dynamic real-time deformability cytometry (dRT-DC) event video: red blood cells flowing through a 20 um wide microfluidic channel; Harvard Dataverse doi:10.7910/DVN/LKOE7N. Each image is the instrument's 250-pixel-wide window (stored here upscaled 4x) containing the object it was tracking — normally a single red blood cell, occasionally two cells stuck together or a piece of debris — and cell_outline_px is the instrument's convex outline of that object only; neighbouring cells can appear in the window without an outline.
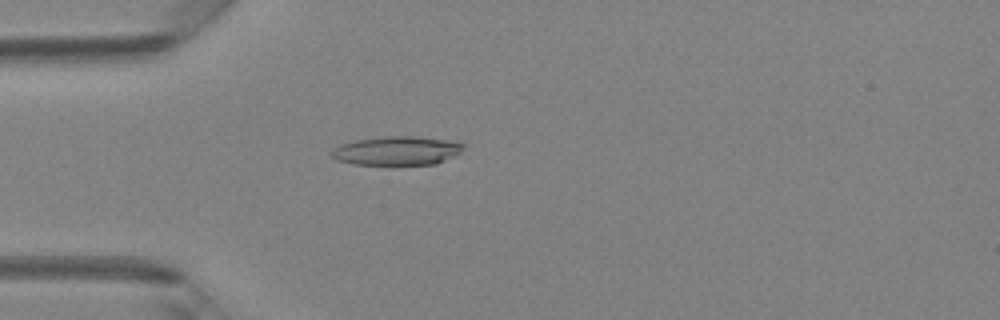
{"species": "Egyptian fruit bat (a non-hibernating species)", "species_latin": "Rousettus aegyptiacus", "temperature_condition": "room temperature", "stored_images_in_passage": 48, "camera_frame_rate_fps": 3000, "um_per_image_px": 0.085, "animal": {"sex": "female"}, "frame": {"image": 1, "passage_image": 14, "time_ms": 4.333, "image_size_px": [1000, 320], "cell_outline_px": [[464, 148], [460, 152], [436, 164], [392, 168], [352, 164], [336, 160], [328, 152], [332, 148], [340, 144], [356, 140], [388, 136], [416, 136], [444, 140], [464, 144]], "centroid_in_image_um": [33.65, 12.87], "position_along_channel_um": 51.4, "area_um2": 23.18}}
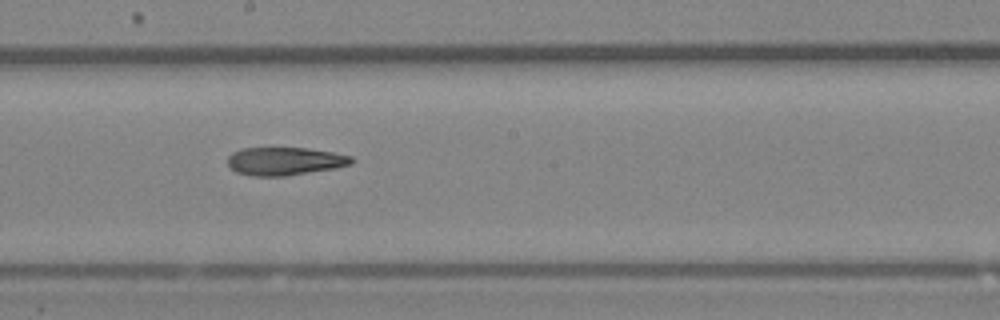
{"frame": {"image": 2, "passage_image": 27, "time_ms": 8.667, "image_size_px": [1000, 320], "cell_outline_px": [[356, 160], [352, 164], [336, 168], [284, 176], [252, 176], [236, 172], [228, 164], [228, 156], [232, 152], [244, 148], [308, 148], [332, 152], [352, 156]], "centroid_in_image_um": [24.24, 13.7], "position_along_channel_um": 224.0, "area_um2": 20.29}}
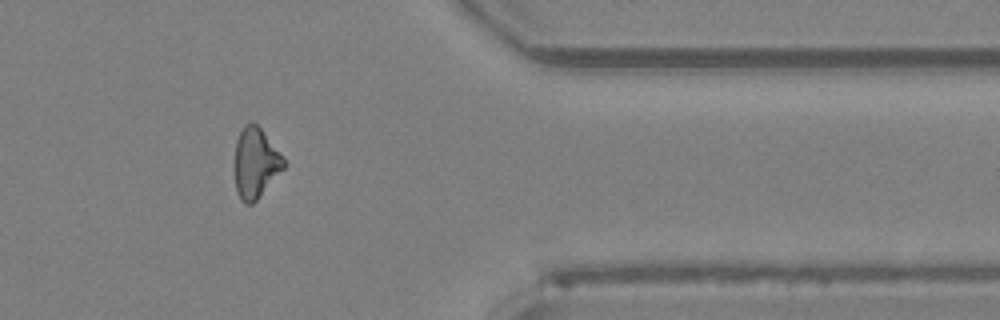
{"frame": {"image": 3, "passage_image": 40, "time_ms": 13.0, "image_size_px": [1000, 320], "cell_outline_px": [[284, 168], [256, 200], [252, 204], [244, 204], [240, 200], [236, 192], [232, 164], [236, 140], [244, 124], [252, 120], [260, 128], [284, 156]], "centroid_in_image_um": [21.66, 13.85], "position_along_channel_um": 389.7, "area_um2": 20.63}, "authors_computed_cell_mechanics": {"area_um2": 21.3282, "velocity_mm_per_s": 4.2221, "shape_relaxation_time_tau1_ms": 4.8831, "shape_relaxation_time_tau2_ms": 4.6564, "deformation_change_tau1": 0.1471, "deformation_change_tau2": 0.1545}}